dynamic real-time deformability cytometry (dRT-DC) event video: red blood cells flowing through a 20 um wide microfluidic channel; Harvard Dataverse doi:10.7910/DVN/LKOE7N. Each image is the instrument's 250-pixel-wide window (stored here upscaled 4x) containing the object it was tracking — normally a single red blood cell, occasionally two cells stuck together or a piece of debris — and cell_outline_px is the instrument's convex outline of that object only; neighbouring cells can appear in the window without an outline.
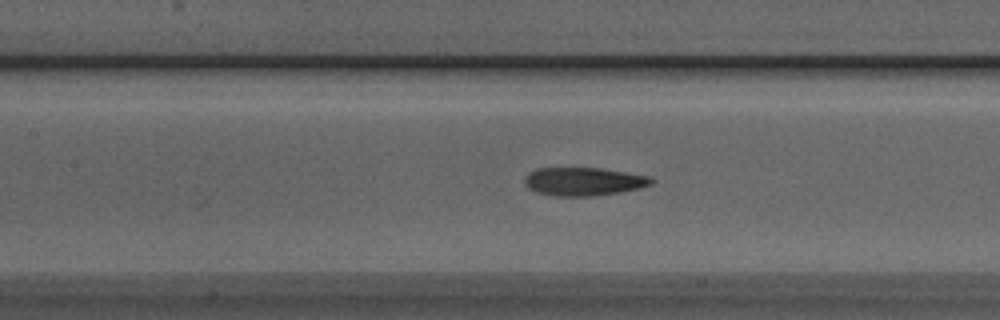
{"species": "Egyptian fruit bat (a non-hibernating species)", "species_latin": "Rousettus aegyptiacus", "temperature_condition": "room temperature", "stored_images_in_passage": 35, "camera_frame_rate_fps": 3000, "um_per_image_px": 0.085, "animal": {"sex": "male"}, "frame": {"image": 1, "passage_image": 17, "time_ms": 5.333, "image_size_px": [1000, 320], "cell_outline_px": [[656, 180], [652, 184], [640, 188], [620, 192], [592, 196], [556, 196], [536, 192], [528, 188], [524, 184], [524, 176], [528, 172], [536, 168], [600, 168], [648, 176]], "centroid_in_image_um": [49.57, 15.43], "position_along_channel_um": 157.8, "area_um2": 20.98}}
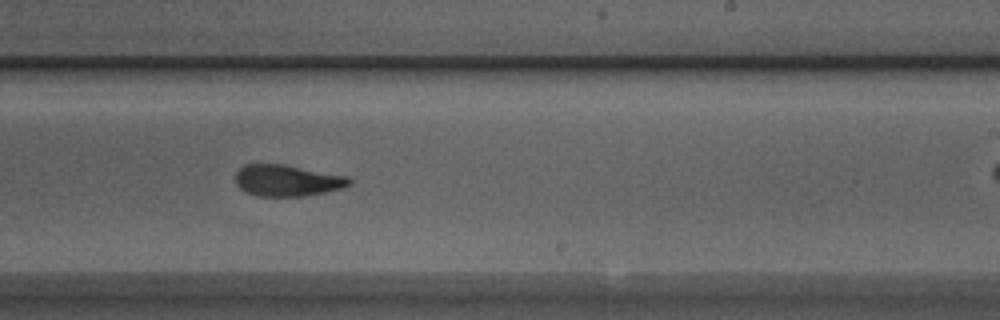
{"frame": {"image": 2, "passage_image": 25, "time_ms": 8.0, "image_size_px": [1000, 320], "cell_outline_px": [[352, 184], [340, 188], [324, 192], [304, 196], [256, 196], [240, 188], [236, 184], [236, 172], [244, 164], [284, 164], [348, 176], [352, 180]], "centroid_in_image_um": [24.41, 15.33], "position_along_channel_um": 264.6, "area_um2": 20.81}}
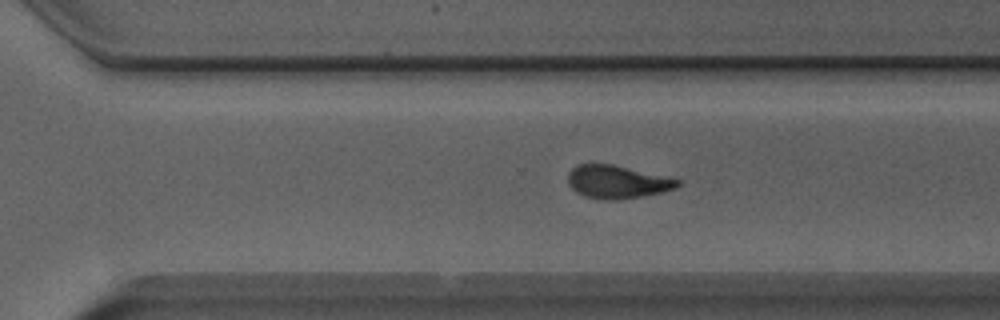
{"frame": {"image": 3, "passage_image": 29, "time_ms": 9.333, "image_size_px": [1000, 320], "cell_outline_px": [[680, 184], [676, 188], [660, 192], [640, 196], [612, 200], [608, 200], [584, 196], [576, 192], [568, 184], [568, 172], [572, 168], [580, 164], [612, 164], [680, 180]], "centroid_in_image_um": [52.41, 15.45], "position_along_channel_um": 318.2, "area_um2": 20.69}}